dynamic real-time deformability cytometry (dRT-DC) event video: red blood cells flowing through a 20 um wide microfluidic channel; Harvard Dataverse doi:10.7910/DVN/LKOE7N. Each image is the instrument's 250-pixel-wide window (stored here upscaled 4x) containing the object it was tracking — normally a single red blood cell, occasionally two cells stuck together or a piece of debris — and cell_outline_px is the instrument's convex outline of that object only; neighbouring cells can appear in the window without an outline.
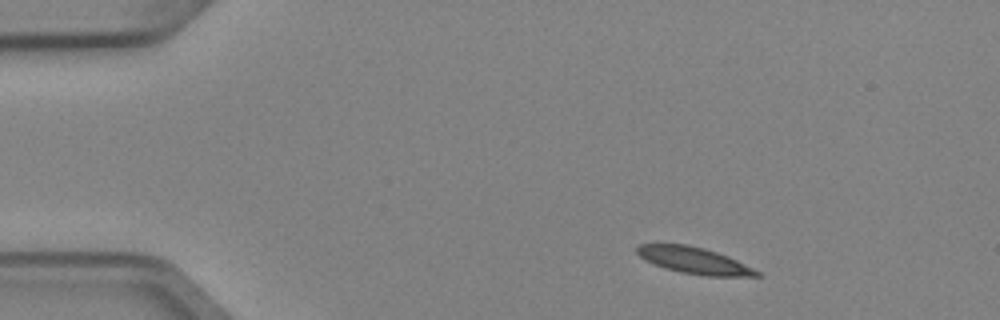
{"species": "Egyptian fruit bat (a non-hibernating species)", "species_latin": "Rousettus aegyptiacus", "temperature_condition": "cold", "stored_images_in_passage": 3, "camera_frame_rate_fps": 3000, "um_per_image_px": 0.085, "animal": {"sex": "female"}, "frame": {"image": 1, "passage_image": 1, "time_ms": 0.0, "image_size_px": [1000, 320], "cell_outline_px": [[764, 276], [708, 276], [680, 272], [664, 268], [644, 260], [636, 252], [636, 248], [640, 244], [688, 244], [704, 248], [728, 256], [760, 272]], "centroid_in_image_um": [58.98, 22.14], "position_along_channel_um": 26.0, "area_um2": 18.44}}